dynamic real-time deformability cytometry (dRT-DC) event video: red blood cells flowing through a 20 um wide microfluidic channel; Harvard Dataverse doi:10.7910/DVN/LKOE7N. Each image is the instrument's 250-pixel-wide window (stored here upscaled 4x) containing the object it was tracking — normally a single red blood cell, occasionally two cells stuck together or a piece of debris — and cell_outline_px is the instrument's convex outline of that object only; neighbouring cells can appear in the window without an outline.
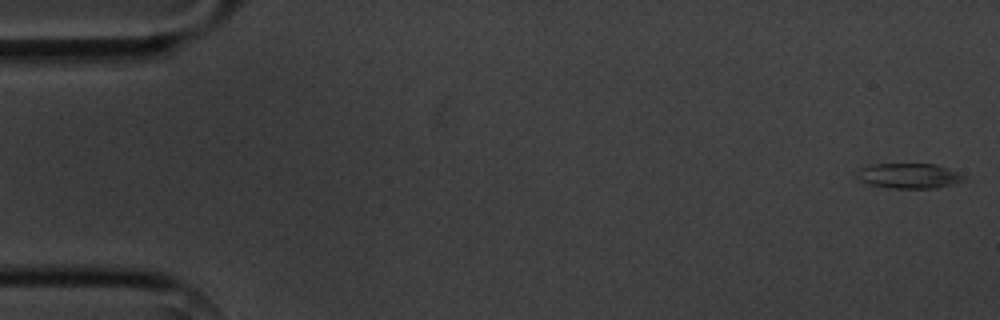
{"species": "common noctule bat (a hibernating species)", "species_latin": "Nyctalus noctula", "temperature_condition": "cold", "stored_images_in_passage": 5, "camera_frame_rate_fps": 3000, "um_per_image_px": 0.085, "animal": {"sex": "male", "body_mass_g": 20.1, "forearm_length_mm": 53.5}, "frame": {"image": 1, "passage_image": 1, "time_ms": 0.0, "image_size_px": [1000, 320], "cell_outline_px": [[968, 180], [936, 188], [892, 188], [872, 184], [860, 180], [856, 176], [860, 168], [872, 164], [936, 164], [948, 168], [964, 176]], "centroid_in_image_um": [77.3, 14.94], "position_along_channel_um": 7.7, "area_um2": 15.49}}
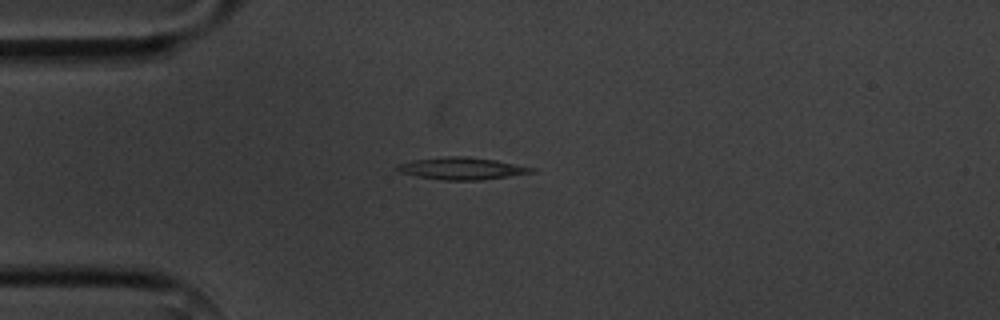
{"frame": {"image": 2, "passage_image": 5, "time_ms": 4.333, "image_size_px": [1000, 320], "cell_outline_px": [[536, 172], [480, 180], [444, 180], [416, 176], [396, 172], [396, 164], [412, 160], [448, 156], [468, 156], [496, 160], [536, 168]], "centroid_in_image_um": [39.22, 14.31], "position_along_channel_um": 45.8, "area_um2": 17.46}}